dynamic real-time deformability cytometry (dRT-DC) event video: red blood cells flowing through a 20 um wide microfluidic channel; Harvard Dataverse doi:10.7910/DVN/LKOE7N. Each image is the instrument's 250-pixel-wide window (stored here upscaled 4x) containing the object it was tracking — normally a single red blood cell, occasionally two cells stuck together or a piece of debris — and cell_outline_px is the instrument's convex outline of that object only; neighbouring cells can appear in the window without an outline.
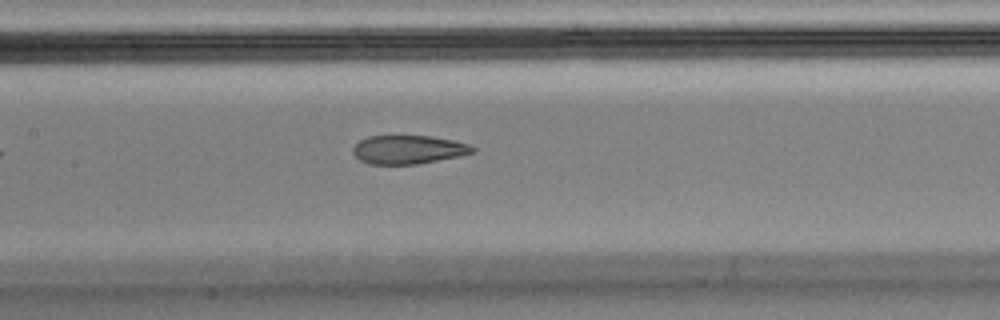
{"species": "Egyptian fruit bat (a non-hibernating species)", "species_latin": "Rousettus aegyptiacus", "temperature_condition": "cold", "stored_images_in_passage": 32, "camera_frame_rate_fps": 3000, "um_per_image_px": 0.085, "animal": {"sex": "male"}, "frame": {"image": 1, "passage_image": 10, "time_ms": 3.0, "image_size_px": [1000, 320], "cell_outline_px": [[476, 152], [460, 156], [416, 164], [368, 164], [360, 160], [352, 152], [352, 148], [360, 140], [368, 136], [432, 136], [452, 140], [468, 144], [476, 148]], "centroid_in_image_um": [34.71, 12.71], "position_along_channel_um": 172.7, "area_um2": 19.94}}
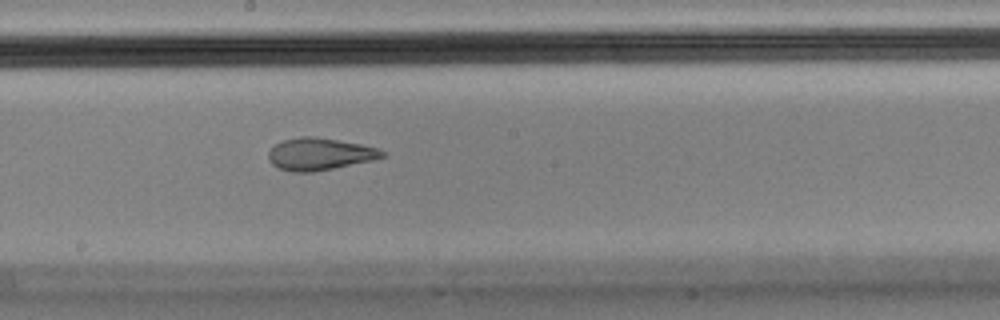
{"frame": {"image": 2, "passage_image": 14, "time_ms": 4.333, "image_size_px": [1000, 320], "cell_outline_px": [[388, 156], [372, 160], [312, 172], [292, 172], [280, 168], [272, 164], [268, 160], [268, 152], [276, 144], [284, 140], [300, 136], [312, 136], [360, 144], [376, 148], [388, 152]], "centroid_in_image_um": [27.18, 13.09], "position_along_channel_um": 221.0, "area_um2": 21.15}}